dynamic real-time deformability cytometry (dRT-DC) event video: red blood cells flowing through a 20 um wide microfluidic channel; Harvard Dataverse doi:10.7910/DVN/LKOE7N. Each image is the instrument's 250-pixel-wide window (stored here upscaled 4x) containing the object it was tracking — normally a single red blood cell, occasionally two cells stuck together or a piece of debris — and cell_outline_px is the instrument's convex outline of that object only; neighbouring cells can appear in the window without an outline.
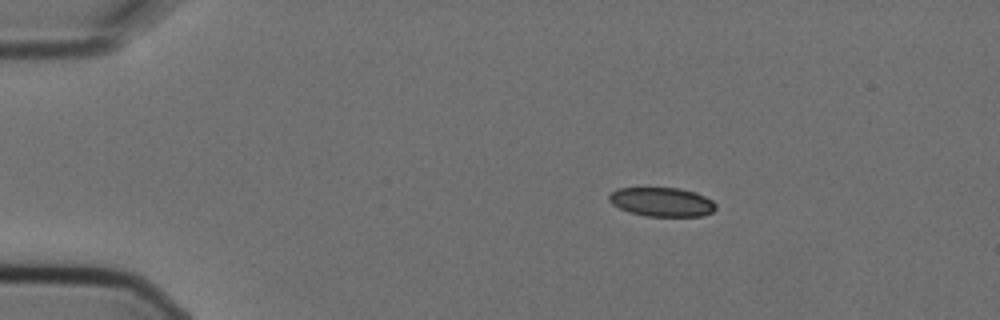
{"species": "Egyptian fruit bat (a non-hibernating species)", "species_latin": "Rousettus aegyptiacus", "temperature_condition": "cold", "stored_images_in_passage": 4, "camera_frame_rate_fps": 3000, "um_per_image_px": 0.085, "animal": {"sex": "female"}, "frame": {"image": 1, "passage_image": 2, "time_ms": 0.333, "image_size_px": [1000, 320], "cell_outline_px": [[716, 208], [712, 212], [704, 216], [644, 216], [628, 212], [612, 204], [608, 200], [608, 196], [616, 188], [680, 188], [696, 192], [712, 200], [716, 204]], "centroid_in_image_um": [56.26, 17.17], "position_along_channel_um": 28.7, "area_um2": 18.21}}